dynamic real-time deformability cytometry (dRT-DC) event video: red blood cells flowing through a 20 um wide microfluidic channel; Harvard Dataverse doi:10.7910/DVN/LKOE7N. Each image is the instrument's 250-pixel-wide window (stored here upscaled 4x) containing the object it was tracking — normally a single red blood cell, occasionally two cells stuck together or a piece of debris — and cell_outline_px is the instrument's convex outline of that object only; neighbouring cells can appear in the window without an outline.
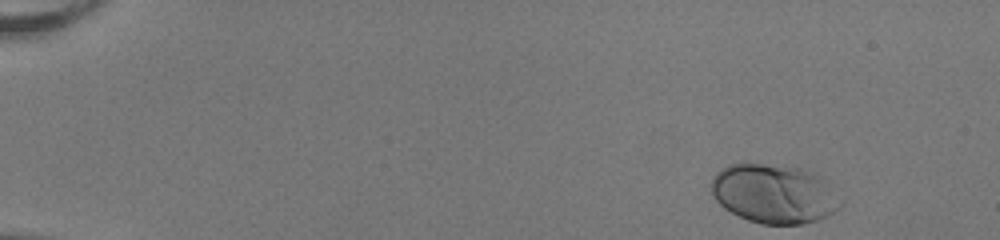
{"species": "human", "species_latin": "Homo sapiens", "temperature_condition": "room temperature", "stored_images_in_passage": 42, "camera_frame_rate_fps": 3000, "um_per_image_px": 0.085, "donor": {"sex": "female"}, "frame": {"image": 1, "passage_image": 1, "time_ms": 0.0, "image_size_px": [1000, 240], "cell_outline_px": [[844, 204], [840, 208], [816, 220], [800, 224], [760, 224], [748, 220], [724, 208], [712, 196], [712, 180], [716, 172], [720, 168], [728, 164], [764, 164], [800, 168], [816, 176], [844, 200]], "centroid_in_image_um": [65.76, 16.48], "position_along_channel_um": 19.2, "area_um2": 43.99}}
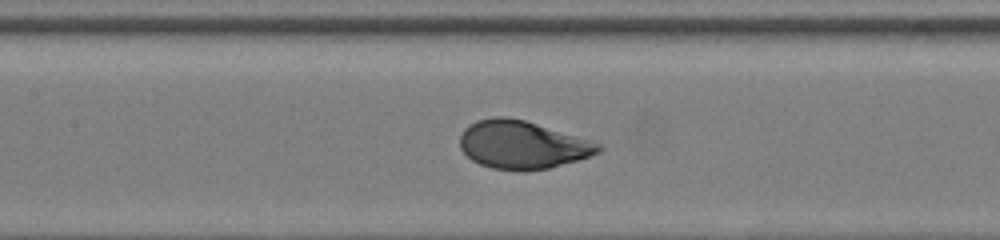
{"frame": {"image": 2, "passage_image": 22, "time_ms": 7.0, "image_size_px": [1000, 240], "cell_outline_px": [[604, 148], [600, 152], [576, 160], [548, 168], [524, 172], [492, 168], [480, 164], [472, 160], [460, 148], [460, 136], [464, 128], [476, 120], [496, 116], [508, 116], [524, 120], [592, 140], [604, 144]], "centroid_in_image_um": [44.4, 12.3], "position_along_channel_um": 163.0, "area_um2": 38.96}}
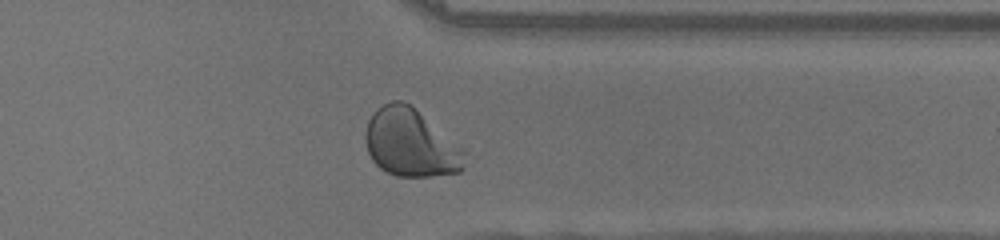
{"frame": {"image": 3, "passage_image": 38, "time_ms": 12.333, "image_size_px": [1000, 240], "cell_outline_px": [[464, 168], [460, 172], [432, 176], [396, 176], [380, 168], [372, 160], [368, 152], [364, 140], [364, 136], [368, 120], [372, 112], [376, 108], [392, 100], [404, 100], [464, 148]], "centroid_in_image_um": [34.88, 12.15], "position_along_channel_um": 376.5, "area_um2": 39.3}, "authors_computed_cell_mechanics": {"area_um2": 38.8416, "velocity_mm_per_s": 4.0162, "shape_relaxation_time_tau1_ms": 2.4927, "shape_relaxation_time_tau2_ms": null, "deformation_change_tau1": 0.1747, "deformation_change_tau2": null}}